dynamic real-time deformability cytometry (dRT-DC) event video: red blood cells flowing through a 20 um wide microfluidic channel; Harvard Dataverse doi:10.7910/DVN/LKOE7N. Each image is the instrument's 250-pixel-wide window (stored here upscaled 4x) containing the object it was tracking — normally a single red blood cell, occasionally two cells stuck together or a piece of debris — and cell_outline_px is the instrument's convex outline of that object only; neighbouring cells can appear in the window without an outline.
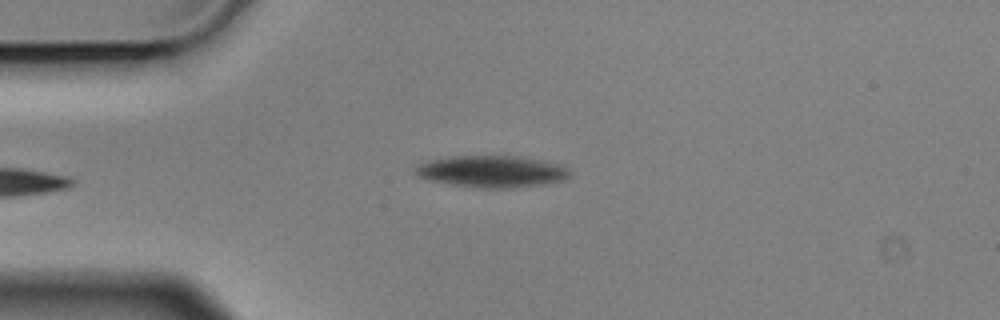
{"species": "Egyptian fruit bat (a non-hibernating species)", "species_latin": "Rousettus aegyptiacus", "temperature_condition": "cold", "stored_images_in_passage": 5, "camera_frame_rate_fps": 3000, "um_per_image_px": 0.085, "animal": {"sex": "male"}, "frame": {"image": 1, "passage_image": 5, "time_ms": 1.333, "image_size_px": [1000, 320], "cell_outline_px": [[572, 172], [568, 180], [544, 184], [512, 188], [480, 188], [452, 184], [428, 180], [416, 176], [412, 172], [412, 168], [416, 164], [428, 160], [452, 156], [520, 156], [560, 164], [568, 168]], "centroid_in_image_um": [41.79, 14.57], "position_along_channel_um": 43.2, "area_um2": 29.13}}